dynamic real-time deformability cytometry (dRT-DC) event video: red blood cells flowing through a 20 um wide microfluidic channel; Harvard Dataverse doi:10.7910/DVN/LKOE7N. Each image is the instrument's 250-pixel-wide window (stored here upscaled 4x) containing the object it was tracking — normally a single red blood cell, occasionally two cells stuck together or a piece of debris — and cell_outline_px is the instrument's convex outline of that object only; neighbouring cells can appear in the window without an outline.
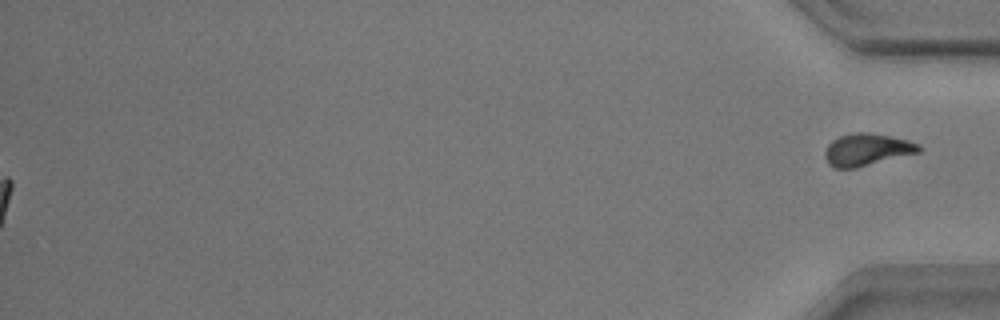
{"species": "common noctule bat (a hibernating species)", "species_latin": "Nyctalus noctula", "temperature_condition": "warm", "stored_images_in_passage": 59, "segment_of_instrument_passage": [2, 2], "camera_frame_rate_fps": 3000, "um_per_image_px": 0.085, "animal": {"sex": "male", "body_mass_g": 17.9}, "frame": {"image": 1, "passage_image": 59, "time_ms": 19.333, "image_size_px": [1000, 320], "cell_outline_px": [[920, 152], [856, 168], [832, 168], [828, 164], [824, 156], [824, 152], [828, 144], [832, 140], [840, 136], [856, 132], [868, 132], [908, 140], [920, 144]], "centroid_in_image_um": [73.66, 12.73], "position_along_channel_um": 361.5, "area_um2": 17.63}}